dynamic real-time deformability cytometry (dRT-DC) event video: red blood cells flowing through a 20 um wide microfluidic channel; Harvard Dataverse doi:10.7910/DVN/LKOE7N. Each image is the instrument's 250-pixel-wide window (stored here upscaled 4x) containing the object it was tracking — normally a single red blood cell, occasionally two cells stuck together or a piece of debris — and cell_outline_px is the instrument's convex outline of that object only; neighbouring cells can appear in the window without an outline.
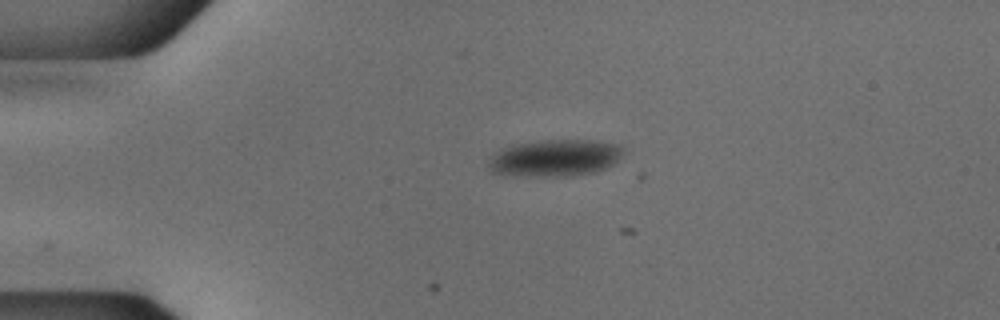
{"species": "common noctule bat (a hibernating species)", "species_latin": "Nyctalus noctula", "temperature_condition": "cold", "stored_images_in_passage": 4, "camera_frame_rate_fps": 3000, "um_per_image_px": 0.085, "animal": {"sex": "male", "body_mass_g": 18.8}, "frame": {"image": 1, "passage_image": 2, "time_ms": 0.333, "image_size_px": [1000, 320], "cell_outline_px": [[624, 152], [608, 168], [596, 172], [568, 176], [544, 176], [492, 172], [488, 164], [492, 156], [500, 148], [512, 144], [544, 140], [588, 140], [620, 144], [624, 148]], "centroid_in_image_um": [47.22, 13.4], "position_along_channel_um": 37.8, "area_um2": 28.73}}